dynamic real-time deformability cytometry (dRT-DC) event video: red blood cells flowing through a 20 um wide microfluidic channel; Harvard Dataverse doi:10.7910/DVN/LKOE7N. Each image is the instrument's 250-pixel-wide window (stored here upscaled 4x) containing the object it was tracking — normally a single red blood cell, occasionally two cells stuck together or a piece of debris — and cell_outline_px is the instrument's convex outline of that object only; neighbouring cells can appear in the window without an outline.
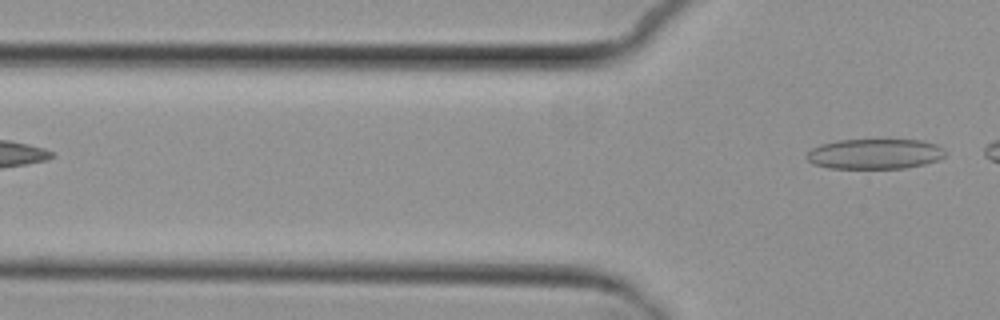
{"species": "common noctule bat (a hibernating species)", "species_latin": "Nyctalus noctula", "temperature_condition": "cold", "stored_images_in_passage": 7, "camera_frame_rate_fps": 3000, "um_per_image_px": 0.085, "animal": {"sex": "female", "body_mass_g": 29.2, "forearm_length_mm": 56.3}, "frame": {"image": 1, "passage_image": 7, "time_ms": 7.0, "image_size_px": [1000, 320], "cell_outline_px": [[944, 156], [936, 160], [924, 164], [904, 168], [828, 168], [812, 164], [808, 160], [808, 152], [812, 148], [820, 144], [840, 140], [924, 140], [936, 144], [944, 148]], "centroid_in_image_um": [74.35, 13.08], "position_along_channel_um": 51.4, "area_um2": 24.28}}